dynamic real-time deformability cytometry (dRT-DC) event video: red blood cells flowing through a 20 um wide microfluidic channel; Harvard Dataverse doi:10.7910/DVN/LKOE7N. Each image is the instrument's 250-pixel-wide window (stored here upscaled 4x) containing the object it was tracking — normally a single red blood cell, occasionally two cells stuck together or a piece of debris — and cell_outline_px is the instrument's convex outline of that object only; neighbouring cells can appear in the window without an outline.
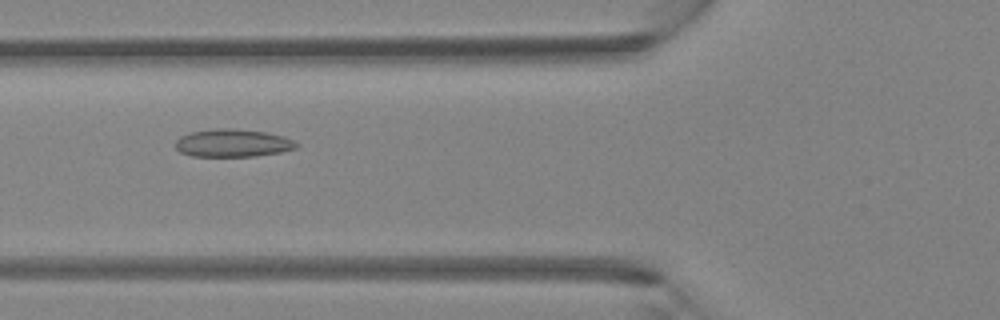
{"species": "Egyptian fruit bat (a non-hibernating species)", "species_latin": "Rousettus aegyptiacus", "temperature_condition": "room temperature", "stored_images_in_passage": 3, "camera_frame_rate_fps": 3000, "um_per_image_px": 0.085, "animal": {"sex": "female"}, "frame": {"image": 1, "passage_image": 2, "time_ms": 0.333, "image_size_px": [1000, 320], "cell_outline_px": [[300, 144], [296, 148], [280, 152], [256, 156], [192, 156], [180, 152], [176, 148], [176, 140], [180, 136], [192, 132], [216, 128], [228, 128], [268, 132], [284, 136]], "centroid_in_image_um": [19.8, 12.16], "position_along_channel_um": 106.0, "area_um2": 19.59}}
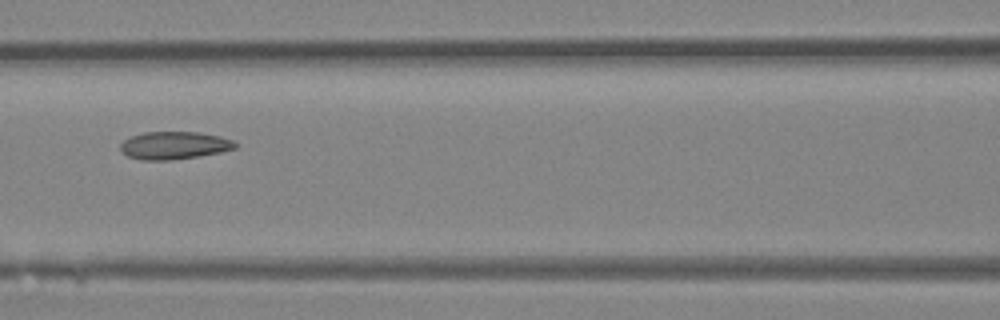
{"frame": {"image": 2, "passage_image": 3, "time_ms": 0.667, "image_size_px": [1000, 320], "cell_outline_px": [[236, 148], [220, 152], [172, 160], [140, 160], [128, 156], [120, 148], [120, 144], [124, 140], [132, 136], [144, 132], [200, 132], [220, 136], [232, 140], [236, 144]], "centroid_in_image_um": [14.8, 12.35], "position_along_channel_um": 151.8, "area_um2": 18.38}}